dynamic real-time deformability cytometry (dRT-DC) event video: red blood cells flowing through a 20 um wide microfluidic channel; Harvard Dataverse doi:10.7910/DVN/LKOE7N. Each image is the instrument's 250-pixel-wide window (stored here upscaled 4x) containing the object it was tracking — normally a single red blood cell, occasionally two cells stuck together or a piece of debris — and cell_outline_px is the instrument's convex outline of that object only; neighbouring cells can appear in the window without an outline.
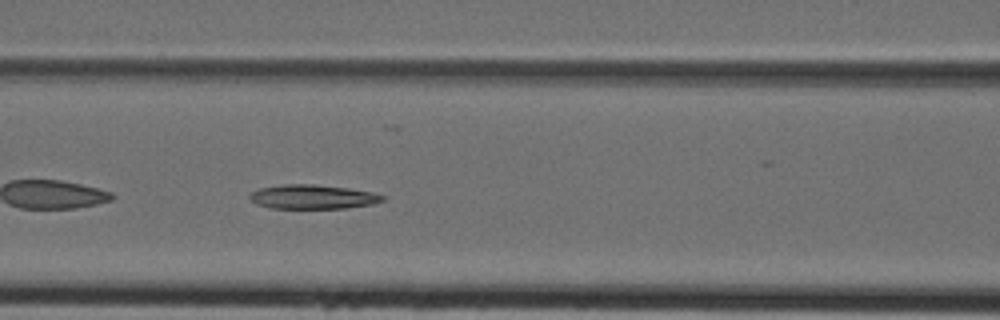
{"species": "Egyptian fruit bat (a non-hibernating species)", "species_latin": "Rousettus aegyptiacus", "temperature_condition": "cold", "stored_images_in_passage": 44, "camera_frame_rate_fps": 3000, "um_per_image_px": 0.085, "animal": {"sex": "female"}, "frame": {"image": 1, "passage_image": 18, "time_ms": 5.667, "image_size_px": [1000, 320], "cell_outline_px": [[384, 200], [372, 204], [348, 208], [272, 208], [256, 204], [248, 196], [252, 192], [260, 188], [284, 184], [312, 184], [348, 188], [372, 192], [384, 196]], "centroid_in_image_um": [26.58, 16.73], "position_along_channel_um": 140.0, "area_um2": 18.61}}
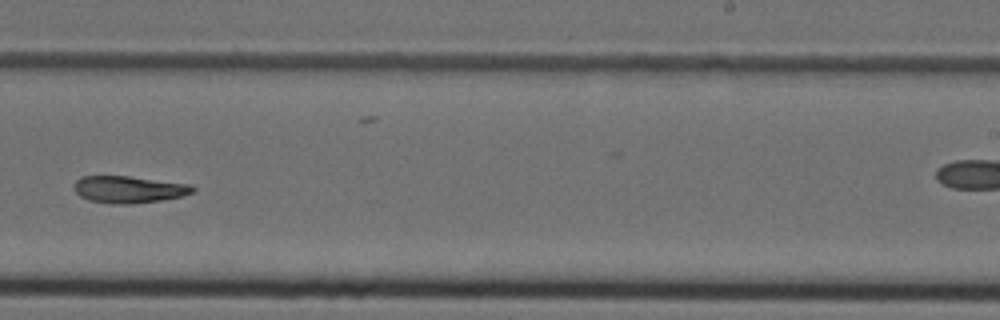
{"frame": {"image": 2, "passage_image": 27, "time_ms": 8.667, "image_size_px": [1000, 320], "cell_outline_px": [[196, 188], [192, 192], [184, 196], [160, 200], [128, 204], [112, 204], [88, 200], [80, 196], [72, 188], [72, 184], [80, 176], [128, 176], [192, 184]], "centroid_in_image_um": [10.92, 16.09], "position_along_channel_um": 278.1, "area_um2": 18.84}}
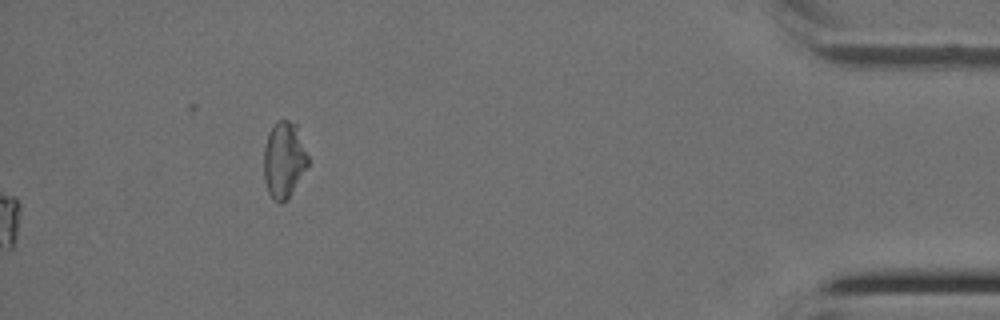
{"frame": {"image": 3, "passage_image": 44, "time_ms": 14.333, "image_size_px": [1000, 320], "cell_outline_px": [[308, 164], [288, 200], [280, 204], [268, 192], [264, 180], [264, 148], [268, 132], [272, 124], [276, 120], [288, 120], [296, 124], [308, 156]], "centroid_in_image_um": [24.12, 13.57], "position_along_channel_um": 411.1, "area_um2": 19.65}}